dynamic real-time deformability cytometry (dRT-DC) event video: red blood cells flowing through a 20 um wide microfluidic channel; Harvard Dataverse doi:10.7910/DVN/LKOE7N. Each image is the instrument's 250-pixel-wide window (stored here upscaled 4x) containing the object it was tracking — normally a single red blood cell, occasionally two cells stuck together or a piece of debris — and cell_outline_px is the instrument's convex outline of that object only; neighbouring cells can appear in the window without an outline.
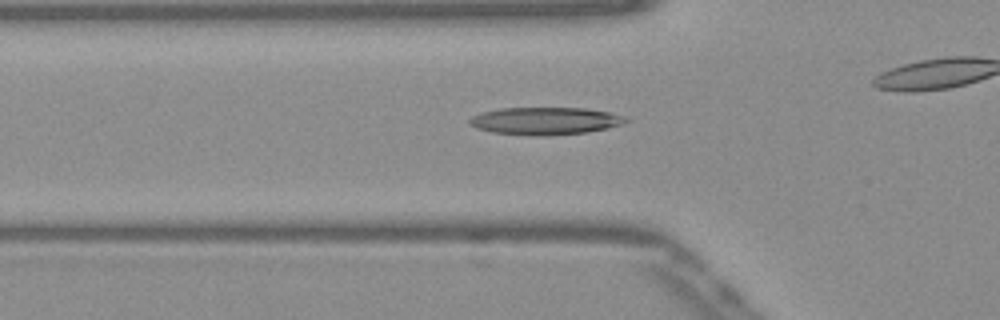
{"species": "Egyptian fruit bat (a non-hibernating species)", "species_latin": "Rousettus aegyptiacus", "temperature_condition": "warm", "stored_images_in_passage": 37, "camera_frame_rate_fps": 3000, "um_per_image_px": 0.085, "frame": {"image": 1, "passage_image": 13, "time_ms": 4.0, "image_size_px": [1000, 320], "cell_outline_px": [[632, 120], [624, 124], [608, 128], [588, 132], [540, 136], [528, 136], [492, 132], [476, 128], [468, 124], [468, 120], [472, 116], [484, 112], [500, 108], [584, 108], [608, 112], [624, 116]], "centroid_in_image_um": [46.36, 10.28], "position_along_channel_um": 79.4, "area_um2": 25.2}}
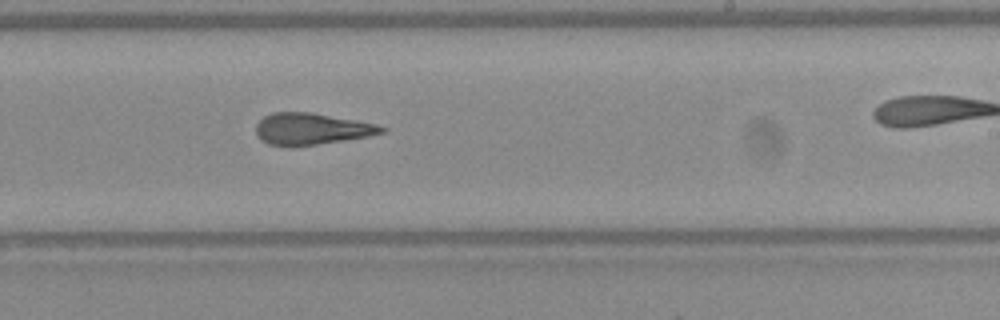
{"frame": {"image": 2, "passage_image": 27, "time_ms": 8.667, "image_size_px": [1000, 320], "cell_outline_px": [[388, 128], [384, 132], [368, 136], [292, 148], [268, 144], [260, 140], [256, 132], [256, 124], [264, 116], [272, 112], [312, 112], [356, 120], [376, 124]], "centroid_in_image_um": [26.43, 10.96], "position_along_channel_um": 262.6, "area_um2": 23.35}}
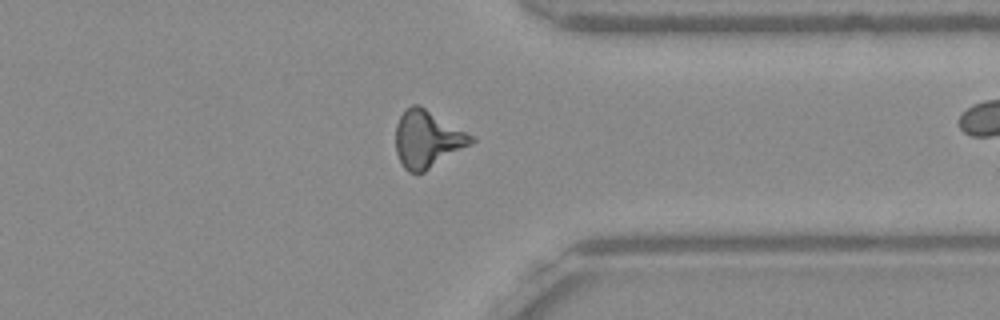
{"frame": {"image": 3, "passage_image": 36, "time_ms": 11.667, "image_size_px": [1000, 320], "cell_outline_px": [[476, 140], [472, 144], [424, 172], [408, 172], [404, 168], [396, 152], [396, 124], [400, 116], [412, 104], [420, 104], [476, 136]], "centroid_in_image_um": [36.37, 11.8], "position_along_channel_um": 375.0, "area_um2": 25.37}}